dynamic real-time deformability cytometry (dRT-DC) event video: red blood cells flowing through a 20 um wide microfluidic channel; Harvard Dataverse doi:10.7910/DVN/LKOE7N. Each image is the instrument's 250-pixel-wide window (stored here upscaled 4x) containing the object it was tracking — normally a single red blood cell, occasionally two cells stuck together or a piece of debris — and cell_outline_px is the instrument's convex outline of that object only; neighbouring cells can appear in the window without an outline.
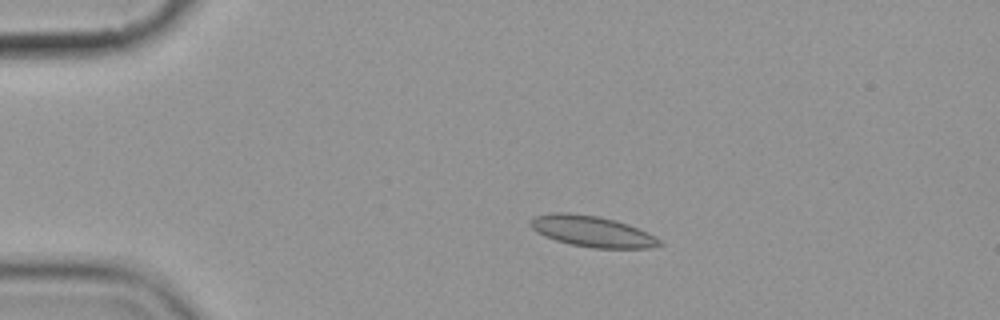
{"species": "common noctule bat (a hibernating species)", "species_latin": "Nyctalus noctula", "temperature_condition": "cold", "stored_images_in_passage": 6, "camera_frame_rate_fps": 3000, "um_per_image_px": 0.085, "animal": {"sex": "female", "body_mass_g": 19.9}, "frame": {"image": 1, "passage_image": 4, "time_ms": 3.667, "image_size_px": [1000, 320], "cell_outline_px": [[664, 244], [652, 248], [592, 248], [572, 244], [556, 240], [544, 236], [536, 232], [528, 224], [528, 220], [536, 216], [552, 212], [568, 212], [596, 216], [616, 220], [628, 224], [660, 240]], "centroid_in_image_um": [50.27, 19.66], "position_along_channel_um": 34.7, "area_um2": 23.18}}